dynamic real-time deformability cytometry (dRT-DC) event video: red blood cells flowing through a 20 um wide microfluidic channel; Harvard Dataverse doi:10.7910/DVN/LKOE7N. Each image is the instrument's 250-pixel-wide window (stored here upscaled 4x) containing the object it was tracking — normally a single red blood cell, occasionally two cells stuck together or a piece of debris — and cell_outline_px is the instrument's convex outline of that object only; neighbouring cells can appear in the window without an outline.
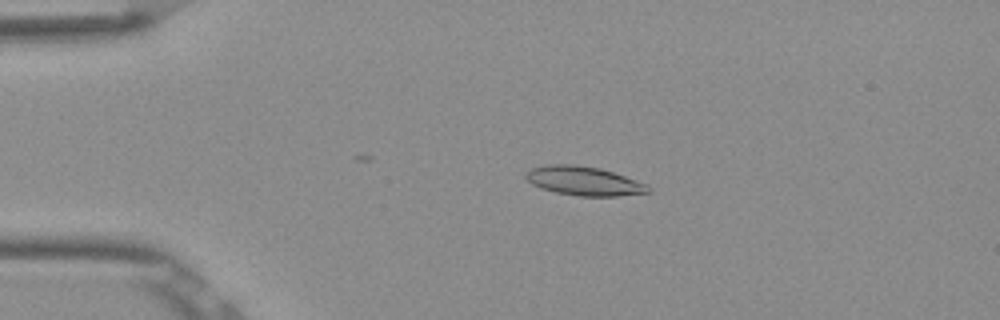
{"species": "Egyptian fruit bat (a non-hibernating species)", "species_latin": "Rousettus aegyptiacus", "temperature_condition": "room temperature", "stored_images_in_passage": 51, "camera_frame_rate_fps": 3000, "um_per_image_px": 0.085, "frame": {"image": 1, "passage_image": 12, "time_ms": 3.667, "image_size_px": [1000, 320], "cell_outline_px": [[652, 192], [620, 196], [580, 196], [556, 192], [540, 188], [532, 184], [524, 176], [524, 172], [532, 168], [548, 164], [576, 164], [600, 168], [648, 184], [652, 188]], "centroid_in_image_um": [49.65, 15.38], "position_along_channel_um": 35.4, "area_um2": 20.87}}
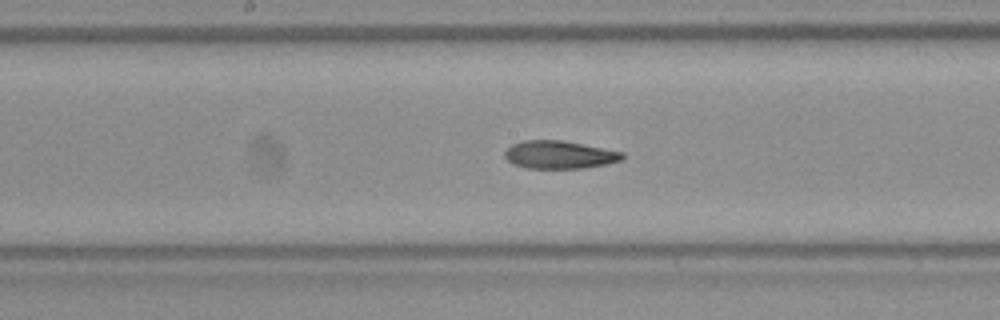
{"frame": {"image": 2, "passage_image": 28, "time_ms": 9.0, "image_size_px": [1000, 320], "cell_outline_px": [[624, 160], [608, 164], [584, 168], [524, 168], [512, 164], [504, 156], [504, 152], [512, 144], [524, 140], [564, 140], [624, 152]], "centroid_in_image_um": [47.57, 13.15], "position_along_channel_um": 200.6, "area_um2": 19.36}}
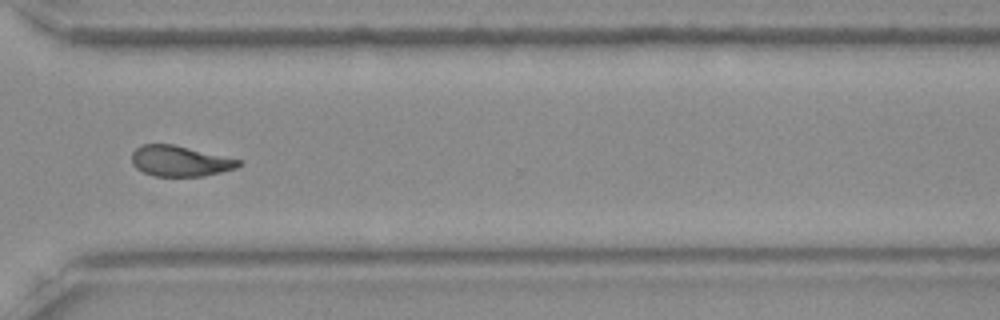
{"frame": {"image": 3, "passage_image": 40, "time_ms": 13.0, "image_size_px": [1000, 320], "cell_outline_px": [[244, 160], [236, 168], [204, 176], [152, 176], [136, 168], [132, 164], [132, 152], [140, 144], [172, 144]], "centroid_in_image_um": [15.29, 13.68], "position_along_channel_um": 355.3, "area_um2": 19.13}, "authors_computed_cell_mechanics": {"area_um2": 19.8254, "velocity_mm_per_s": 3.8679, "shape_relaxation_time_tau1_ms": 4.5265, "shape_relaxation_time_tau2_ms": 2.89, "deformation_change_tau1": 0.1612, "deformation_change_tau2": 0.1073}}